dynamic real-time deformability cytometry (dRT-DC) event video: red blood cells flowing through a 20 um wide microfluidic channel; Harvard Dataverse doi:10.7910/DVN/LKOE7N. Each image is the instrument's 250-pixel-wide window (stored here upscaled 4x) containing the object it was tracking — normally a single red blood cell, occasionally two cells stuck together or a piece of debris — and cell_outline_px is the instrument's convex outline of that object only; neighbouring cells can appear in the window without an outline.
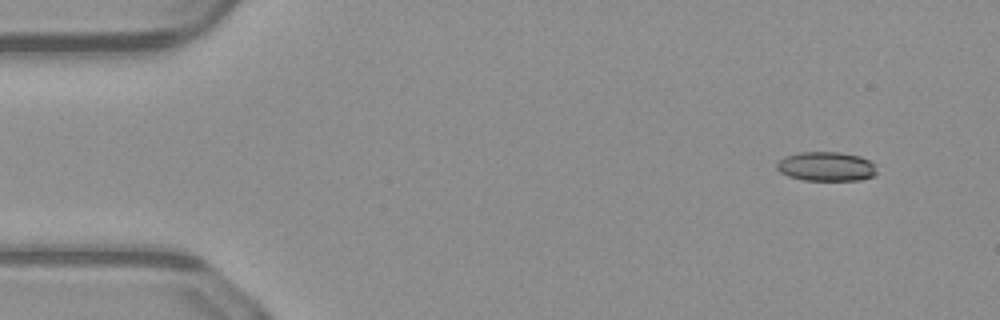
{"species": "common noctule bat (a hibernating species)", "species_latin": "Nyctalus noctula", "temperature_condition": "warm", "stored_images_in_passage": 47, "camera_frame_rate_fps": 3000, "um_per_image_px": 0.085, "animal": {"sex": "male", "body_mass_g": 23.1, "forearm_length_mm": 52.7}, "frame": {"image": 1, "passage_image": 1, "time_ms": 0.0, "image_size_px": [1000, 320], "cell_outline_px": [[876, 172], [872, 176], [860, 180], [804, 180], [788, 176], [780, 172], [776, 168], [776, 164], [784, 156], [800, 152], [840, 152], [860, 156], [876, 164]], "centroid_in_image_um": [70.22, 14.14], "position_along_channel_um": 14.8, "area_um2": 17.11}}
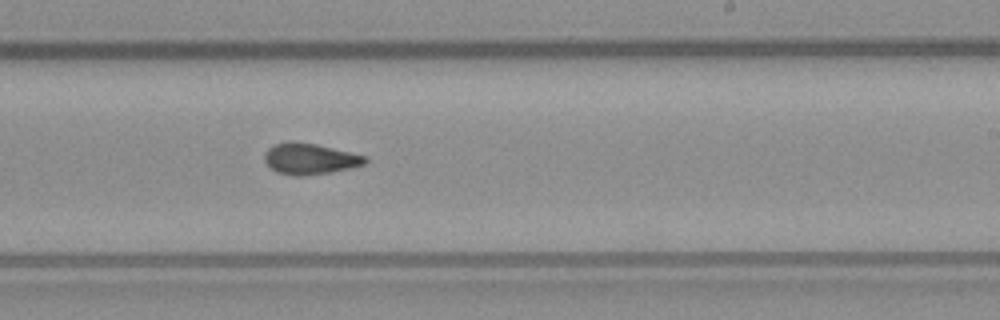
{"frame": {"image": 2, "passage_image": 27, "time_ms": 8.667, "image_size_px": [1000, 320], "cell_outline_px": [[368, 160], [364, 164], [352, 168], [328, 172], [300, 176], [292, 176], [276, 172], [264, 160], [264, 152], [268, 148], [276, 144], [316, 144], [368, 156]], "centroid_in_image_um": [26.38, 13.53], "position_along_channel_um": 262.6, "area_um2": 17.69}}
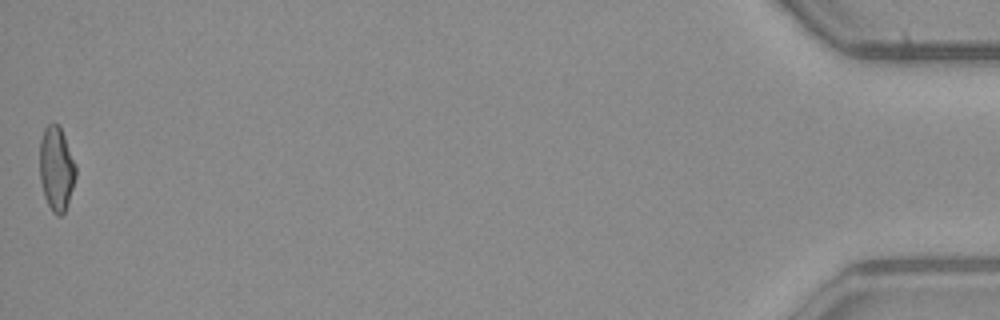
{"frame": {"image": 3, "passage_image": 47, "time_ms": 15.333, "image_size_px": [1000, 320], "cell_outline_px": [[76, 176], [64, 212], [60, 216], [56, 216], [52, 212], [44, 196], [40, 180], [40, 140], [44, 128], [48, 124], [56, 124], [60, 128], [64, 136], [76, 164]], "centroid_in_image_um": [4.78, 14.34], "position_along_channel_um": 430.4, "area_um2": 17.51}, "authors_computed_cell_mechanics": {"area_um2": 17.8602, "velocity_mm_per_s": 4.1136, "shape_relaxation_time_tau1_ms": null, "shape_relaxation_time_tau2_ms": 2.1725, "deformation_change_tau1": null, "deformation_change_tau2": 0.0857}}